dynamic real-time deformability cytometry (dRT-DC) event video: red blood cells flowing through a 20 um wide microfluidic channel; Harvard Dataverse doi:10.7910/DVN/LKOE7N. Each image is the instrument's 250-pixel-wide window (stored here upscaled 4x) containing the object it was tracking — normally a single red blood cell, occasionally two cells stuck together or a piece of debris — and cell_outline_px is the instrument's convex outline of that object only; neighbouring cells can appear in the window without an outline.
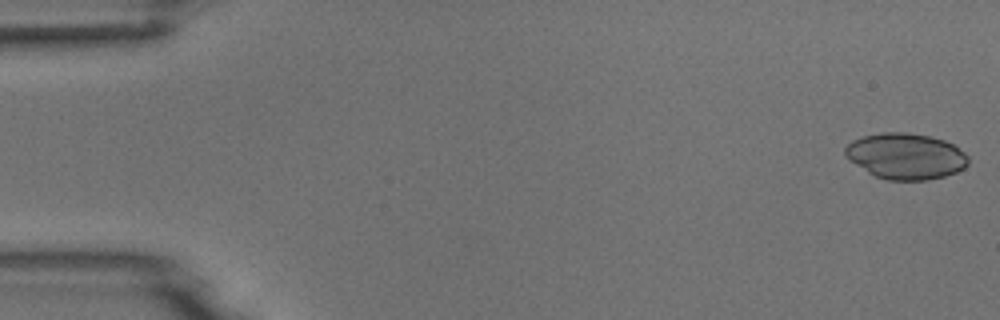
{"species": "common noctule bat (a hibernating species)", "species_latin": "Nyctalus noctula", "temperature_condition": "room temperature", "stored_images_in_passage": 6, "camera_frame_rate_fps": 3000, "um_per_image_px": 0.085, "animal": {"sex": "male", "body_mass_g": 18.8}, "frame": {"image": 1, "passage_image": 1, "time_ms": 0.0, "image_size_px": [1000, 320], "cell_outline_px": [[968, 164], [964, 168], [956, 172], [944, 176], [928, 180], [888, 180], [876, 176], [868, 172], [848, 160], [844, 156], [844, 148], [852, 140], [860, 136], [880, 132], [908, 132], [928, 136], [944, 140], [952, 144], [964, 152], [968, 156]], "centroid_in_image_um": [76.95, 13.26], "position_along_channel_um": 8.1, "area_um2": 33.18}}